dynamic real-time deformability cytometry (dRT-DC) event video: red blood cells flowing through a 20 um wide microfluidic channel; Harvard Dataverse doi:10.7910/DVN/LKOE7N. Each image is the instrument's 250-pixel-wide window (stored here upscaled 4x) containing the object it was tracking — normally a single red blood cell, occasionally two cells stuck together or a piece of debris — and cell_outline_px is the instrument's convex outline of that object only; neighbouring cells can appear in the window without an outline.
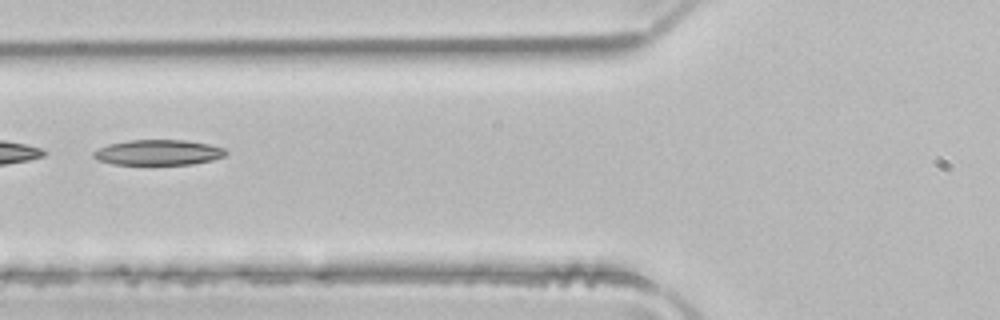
{"species": "common noctule bat (a hibernating species)", "species_latin": "Nyctalus noctula", "temperature_condition": "room temperature", "stored_images_in_passage": 19, "segment_of_instrument_passage": [2, 2], "camera_frame_rate_fps": 3000, "um_per_image_px": 0.085, "animal": {"sex": "male", "body_mass_g": 21.5, "forearm_length_mm": 52.0}, "frame": {"image": 1, "passage_image": 14, "time_ms": 4.333, "image_size_px": [1000, 320], "cell_outline_px": [[228, 152], [224, 156], [212, 160], [192, 164], [112, 164], [100, 160], [92, 156], [92, 152], [108, 144], [128, 140], [184, 140], [208, 144], [224, 148]], "centroid_in_image_um": [13.45, 12.95], "position_along_channel_um": 112.3, "area_um2": 19.42}}
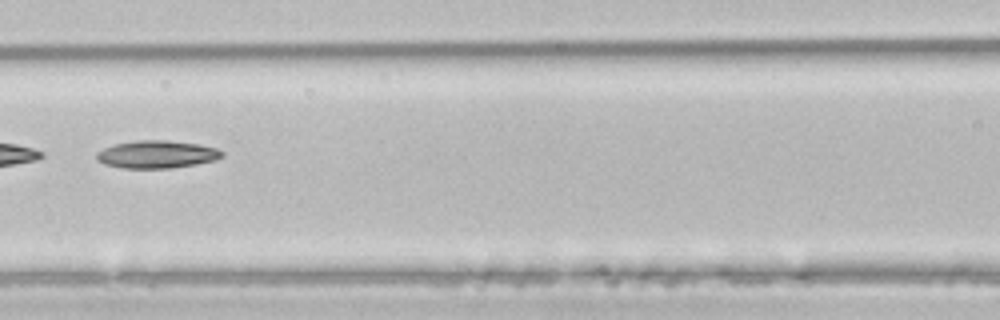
{"frame": {"image": 2, "passage_image": 17, "time_ms": 5.333, "image_size_px": [1000, 320], "cell_outline_px": [[224, 156], [216, 160], [196, 164], [172, 168], [124, 168], [104, 164], [96, 160], [96, 152], [104, 148], [116, 144], [140, 140], [168, 140], [200, 144], [216, 148], [224, 152]], "centroid_in_image_um": [13.35, 13.12], "position_along_channel_um": 153.2, "area_um2": 20.29}}